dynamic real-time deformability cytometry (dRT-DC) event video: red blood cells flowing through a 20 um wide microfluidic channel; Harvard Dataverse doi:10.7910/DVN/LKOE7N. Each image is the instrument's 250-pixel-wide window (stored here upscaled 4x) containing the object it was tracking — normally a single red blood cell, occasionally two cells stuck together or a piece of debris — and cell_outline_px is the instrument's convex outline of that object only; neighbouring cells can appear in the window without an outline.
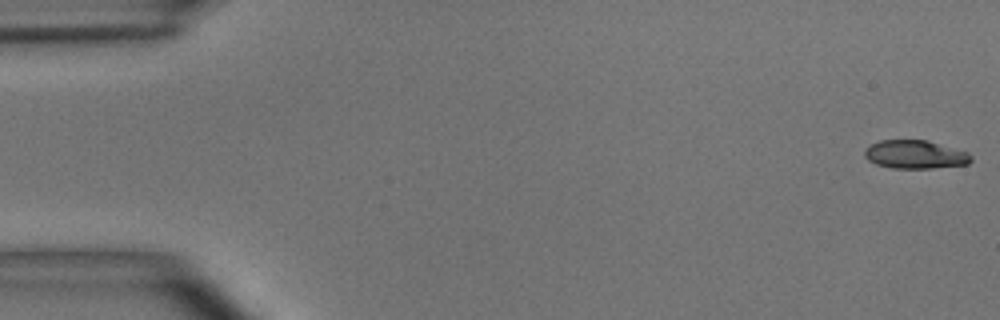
{"species": "common noctule bat (a hibernating species)", "species_latin": "Nyctalus noctula", "temperature_condition": "room temperature", "stored_images_in_passage": 52, "camera_frame_rate_fps": 3000, "um_per_image_px": 0.085, "animal": {"sex": "male", "body_mass_g": 15.6}, "frame": {"image": 1, "passage_image": 1, "time_ms": 0.0, "image_size_px": [1000, 320], "cell_outline_px": [[972, 160], [968, 164], [932, 168], [892, 168], [876, 164], [868, 160], [864, 156], [864, 152], [872, 144], [880, 140], [928, 140], [968, 152], [972, 156]], "centroid_in_image_um": [77.81, 13.13], "position_along_channel_um": 7.2, "area_um2": 17.57}}
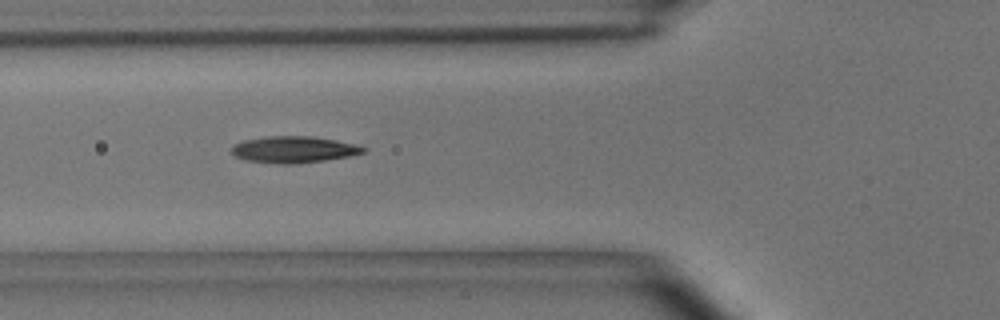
{"frame": {"image": 2, "passage_image": 20, "time_ms": 6.333, "image_size_px": [1000, 320], "cell_outline_px": [[368, 148], [364, 152], [348, 156], [324, 160], [292, 164], [280, 164], [248, 160], [236, 156], [232, 152], [232, 148], [236, 144], [244, 140], [264, 136], [312, 136], [336, 140], [356, 144]], "centroid_in_image_um": [25.0, 12.7], "position_along_channel_um": 100.8, "area_um2": 20.17}}
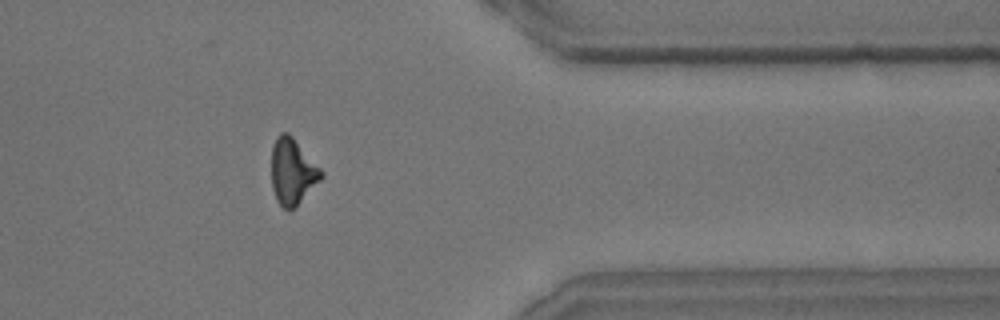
{"frame": {"image": 3, "passage_image": 45, "time_ms": 14.667, "image_size_px": [1000, 320], "cell_outline_px": [[324, 176], [296, 208], [284, 208], [276, 200], [272, 188], [272, 144], [276, 136], [280, 132], [288, 132], [292, 136], [324, 172]], "centroid_in_image_um": [24.86, 14.57], "position_along_channel_um": 386.5, "area_um2": 19.25}}